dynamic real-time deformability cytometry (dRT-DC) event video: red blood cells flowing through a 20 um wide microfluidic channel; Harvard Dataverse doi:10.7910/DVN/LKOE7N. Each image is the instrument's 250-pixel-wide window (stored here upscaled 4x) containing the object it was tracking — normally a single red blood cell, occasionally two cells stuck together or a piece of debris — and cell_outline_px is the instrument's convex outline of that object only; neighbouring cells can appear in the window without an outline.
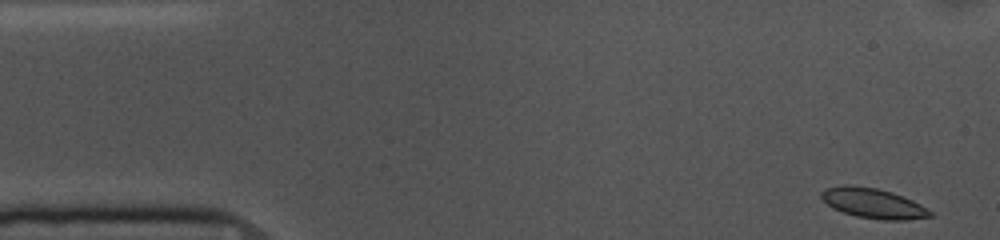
{"species": "common noctule bat (a hibernating species)", "species_latin": "Nyctalus noctula", "temperature_condition": "cold", "stored_images_in_passage": 52, "camera_frame_rate_fps": 3000, "um_per_image_px": 0.085, "animal": {"sex": "female", "body_mass_g": 10.0, "forearm_length_mm": 53.1}, "frame": {"image": 1, "passage_image": 1, "time_ms": 0.0, "image_size_px": [1000, 240], "cell_outline_px": [[936, 216], [904, 220], [880, 220], [856, 216], [832, 208], [820, 196], [820, 192], [824, 188], [844, 184], [848, 184], [876, 188], [892, 192], [904, 196], [920, 204], [932, 212]], "centroid_in_image_um": [74.22, 17.27], "position_along_channel_um": 10.8, "area_um2": 19.19}}
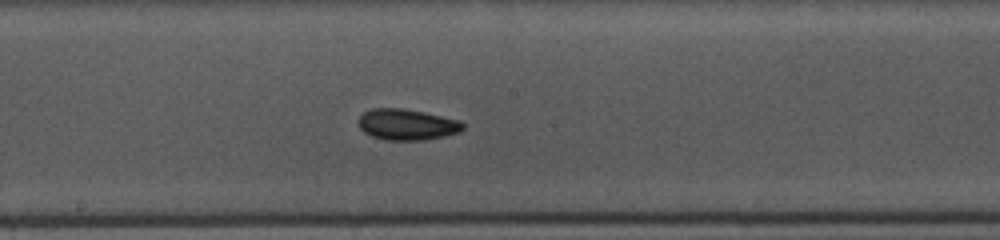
{"frame": {"image": 2, "passage_image": 26, "time_ms": 8.333, "image_size_px": [1000, 240], "cell_outline_px": [[464, 128], [460, 132], [444, 136], [424, 140], [384, 140], [372, 136], [364, 132], [360, 128], [360, 116], [364, 112], [372, 108], [404, 108], [424, 112], [460, 120], [464, 124]], "centroid_in_image_um": [34.61, 10.58], "position_along_channel_um": 213.6, "area_um2": 18.9}}
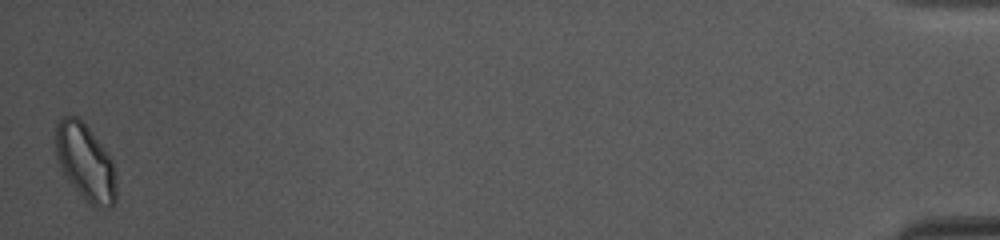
{"frame": {"image": 3, "passage_image": 52, "time_ms": 17.0, "image_size_px": [1000, 240], "cell_outline_px": [[116, 200], [108, 208], [96, 208], [84, 200], [68, 180], [56, 156], [56, 124], [64, 116], [76, 116], [88, 128], [108, 152], [112, 160], [116, 180]], "centroid_in_image_um": [7.28, 13.82], "position_along_channel_um": 427.9, "area_um2": 26.82}, "authors_computed_cell_mechanics": {"area_um2": 18.7272, "velocity_mm_per_s": 3.6182, "shape_relaxation_time_tau1_ms": 3.4695, "shape_relaxation_time_tau2_ms": 2.6847, "deformation_change_tau1": 0.07, "deformation_change_tau2": 0.0577}}